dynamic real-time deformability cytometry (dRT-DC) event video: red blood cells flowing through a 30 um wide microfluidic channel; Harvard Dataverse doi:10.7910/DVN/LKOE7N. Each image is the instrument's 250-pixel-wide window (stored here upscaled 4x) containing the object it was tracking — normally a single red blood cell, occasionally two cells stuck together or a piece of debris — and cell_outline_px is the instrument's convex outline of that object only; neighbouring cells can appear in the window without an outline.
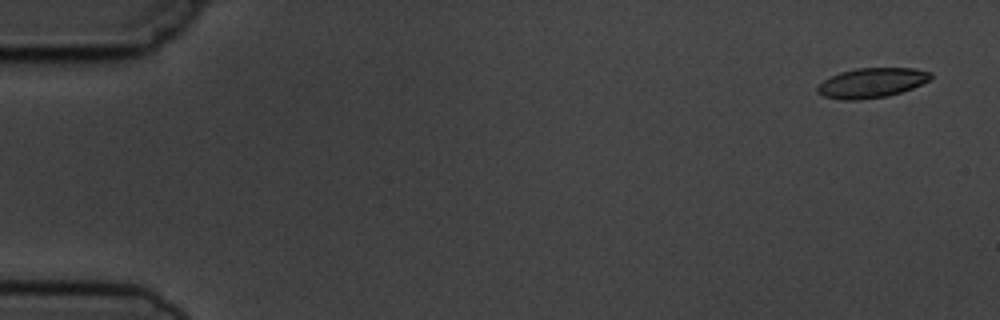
{"species": "common noctule bat (a hibernating species)", "species_latin": "Nyctalus noctula", "temperature_condition": "cold", "stored_images_in_passage": 5, "camera_frame_rate_fps": 3000, "um_per_image_px": 0.085, "animal": {"sex": "male", "body_mass_g": 19.5, "forearm_length_mm": 54.6}, "frame": {"image": 1, "passage_image": 1, "time_ms": 0.0, "image_size_px": [1000, 320], "cell_outline_px": [[932, 76], [928, 80], [912, 88], [888, 96], [860, 100], [844, 100], [824, 96], [816, 92], [816, 88], [824, 80], [840, 72], [856, 68], [916, 68], [932, 72]], "centroid_in_image_um": [74.09, 7.04], "position_along_channel_um": 10.9, "area_um2": 19.59}}
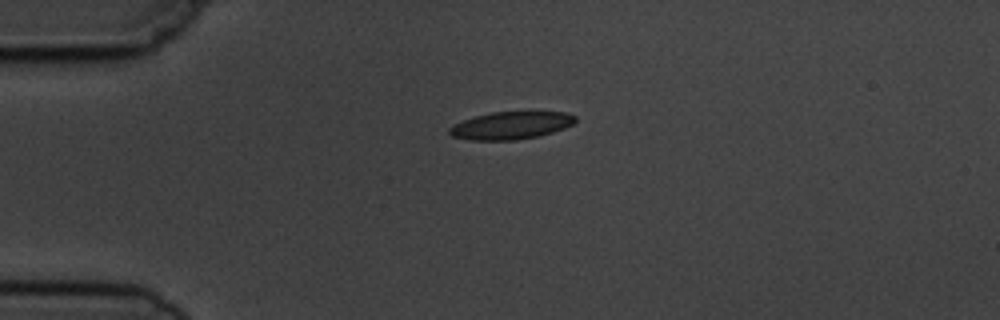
{"frame": {"image": 2, "passage_image": 4, "time_ms": 3.667, "image_size_px": [1000, 320], "cell_outline_px": [[576, 120], [572, 124], [564, 128], [540, 136], [516, 140], [472, 140], [452, 136], [448, 132], [448, 128], [452, 124], [476, 116], [492, 112], [532, 108], [564, 112], [576, 116]], "centroid_in_image_um": [43.49, 10.61], "position_along_channel_um": 41.5, "area_um2": 21.21}}